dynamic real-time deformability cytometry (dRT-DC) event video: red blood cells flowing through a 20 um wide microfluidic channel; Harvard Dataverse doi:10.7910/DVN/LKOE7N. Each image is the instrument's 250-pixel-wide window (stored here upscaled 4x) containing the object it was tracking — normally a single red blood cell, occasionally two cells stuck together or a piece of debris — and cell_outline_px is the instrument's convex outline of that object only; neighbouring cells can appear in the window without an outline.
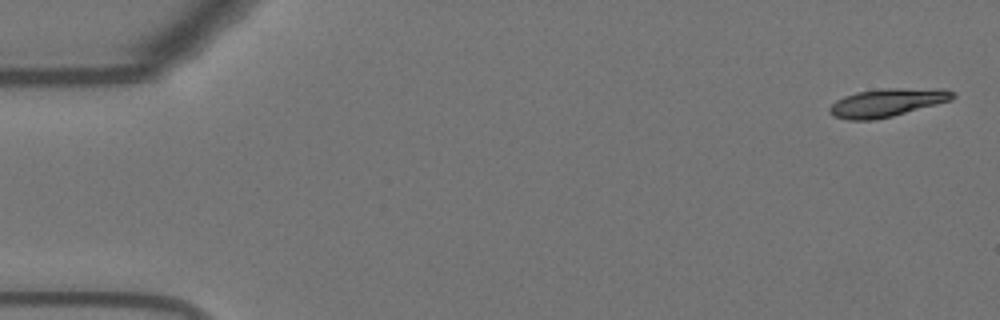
{"species": "Egyptian fruit bat (a non-hibernating species)", "species_latin": "Rousettus aegyptiacus", "temperature_condition": "warm", "stored_images_in_passage": 54, "camera_frame_rate_fps": 3000, "um_per_image_px": 0.085, "animal": {"sex": "female"}, "frame": {"image": 1, "passage_image": 1, "time_ms": 0.0, "image_size_px": [1000, 320], "cell_outline_px": [[956, 96], [952, 100], [892, 116], [876, 120], [848, 120], [832, 116], [828, 112], [828, 108], [836, 100], [844, 96], [856, 92], [884, 88], [944, 88], [956, 92]], "centroid_in_image_um": [75.42, 8.71], "position_along_channel_um": 9.6, "area_um2": 20.52}}
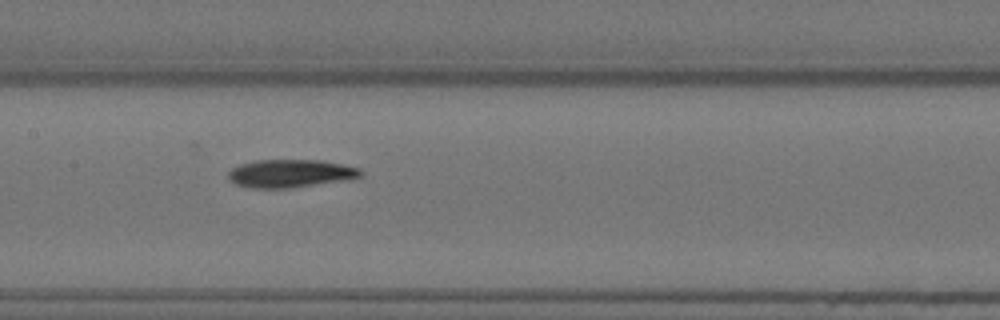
{"frame": {"image": 2, "passage_image": 26, "time_ms": 8.333, "image_size_px": [1000, 320], "cell_outline_px": [[364, 176], [348, 180], [292, 188], [248, 188], [236, 184], [228, 180], [228, 172], [232, 168], [240, 164], [256, 160], [320, 160], [360, 168], [364, 172]], "centroid_in_image_um": [24.7, 14.75], "position_along_channel_um": 182.7, "area_um2": 21.91}}
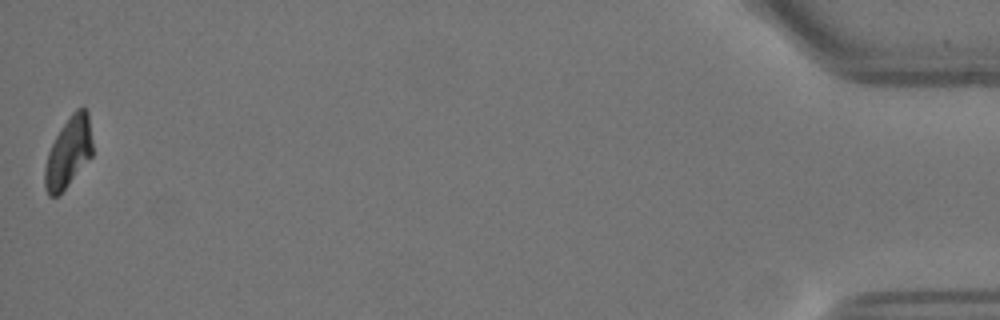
{"frame": {"image": 3, "passage_image": 54, "time_ms": 17.667, "image_size_px": [1000, 320], "cell_outline_px": [[92, 156], [60, 196], [48, 196], [44, 188], [44, 168], [48, 152], [60, 128], [72, 112], [76, 108], [84, 108], [88, 112], [92, 140]], "centroid_in_image_um": [5.8, 12.99], "position_along_channel_um": 429.4, "area_um2": 19.83}, "authors_computed_cell_mechanics": {"area_um2": 20.9814, "velocity_mm_per_s": 3.6732, "shape_relaxation_time_tau1_ms": 4.8053, "shape_relaxation_time_tau2_ms": null, "deformation_change_tau1": 0.1737, "deformation_change_tau2": null}}